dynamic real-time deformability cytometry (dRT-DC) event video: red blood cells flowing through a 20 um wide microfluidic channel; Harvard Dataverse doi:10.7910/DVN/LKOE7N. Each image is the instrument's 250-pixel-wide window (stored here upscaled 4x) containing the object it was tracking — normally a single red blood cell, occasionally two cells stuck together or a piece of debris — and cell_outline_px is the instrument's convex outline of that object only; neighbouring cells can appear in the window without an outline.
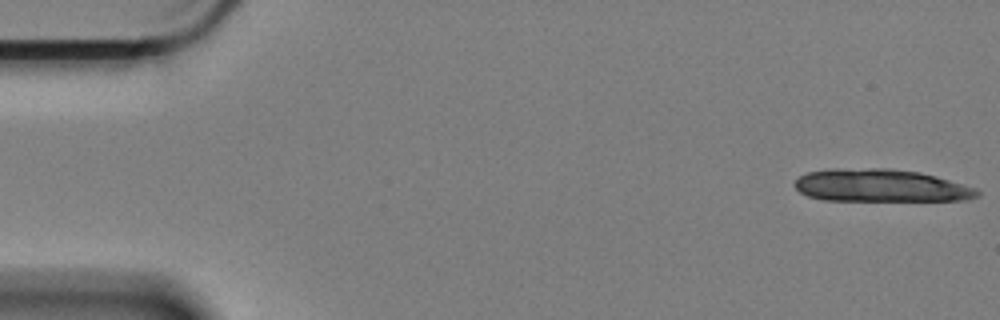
{"species": "Egyptian fruit bat (a non-hibernating species)", "species_latin": "Rousettus aegyptiacus", "temperature_condition": "cold", "stored_images_in_passage": 14, "camera_frame_rate_fps": 3000, "um_per_image_px": 0.085, "animal": {"sex": "female"}, "frame": {"image": 1, "passage_image": 1, "time_ms": 0.0, "image_size_px": [1000, 320], "cell_outline_px": [[980, 196], [964, 200], [824, 200], [808, 196], [800, 192], [792, 184], [800, 176], [808, 172], [872, 168], [888, 168], [920, 172], [948, 180], [972, 188], [980, 192]], "centroid_in_image_um": [74.85, 15.79], "position_along_channel_um": 10.2, "area_um2": 33.87}}